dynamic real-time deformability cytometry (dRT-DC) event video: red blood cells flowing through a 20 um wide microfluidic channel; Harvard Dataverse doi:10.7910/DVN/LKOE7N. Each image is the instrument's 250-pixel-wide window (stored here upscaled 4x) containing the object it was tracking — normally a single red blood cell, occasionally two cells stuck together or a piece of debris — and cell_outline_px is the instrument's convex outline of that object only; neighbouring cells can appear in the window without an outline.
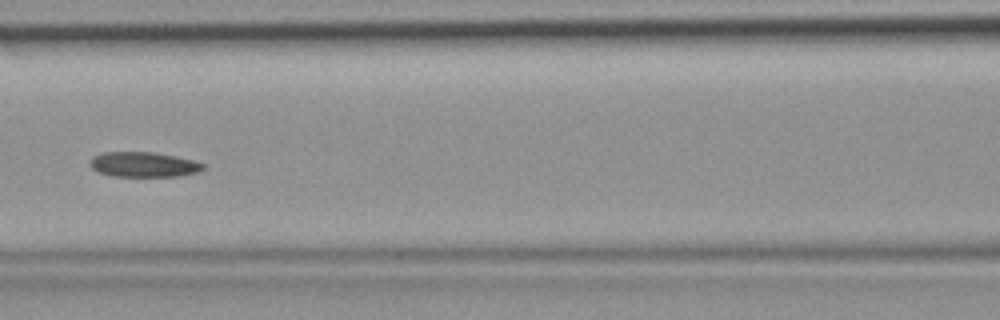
{"species": "common noctule bat (a hibernating species)", "species_latin": "Nyctalus noctula", "temperature_condition": "room temperature", "stored_images_in_passage": 6, "camera_frame_rate_fps": 3000, "um_per_image_px": 0.085, "animal": {"sex": "female", "body_mass_g": 19.9}, "frame": {"image": 1, "passage_image": 6, "time_ms": 1.667, "image_size_px": [1000, 320], "cell_outline_px": [[204, 168], [196, 172], [176, 176], [112, 176], [100, 172], [92, 168], [88, 164], [88, 160], [92, 156], [100, 152], [152, 152], [176, 156], [192, 160], [204, 164]], "centroid_in_image_um": [12.13, 13.97], "position_along_channel_um": 154.5, "area_um2": 16.47}}